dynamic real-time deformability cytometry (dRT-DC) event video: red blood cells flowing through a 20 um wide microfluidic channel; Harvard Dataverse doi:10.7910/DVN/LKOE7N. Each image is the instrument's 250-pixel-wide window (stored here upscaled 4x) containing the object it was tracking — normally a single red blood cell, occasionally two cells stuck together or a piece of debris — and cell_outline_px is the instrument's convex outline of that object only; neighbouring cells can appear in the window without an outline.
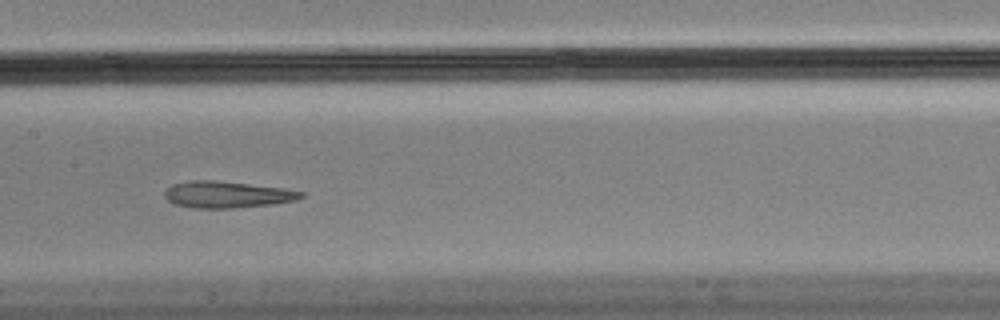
{"species": "Egyptian fruit bat (a non-hibernating species)", "species_latin": "Rousettus aegyptiacus", "temperature_condition": "cold", "stored_images_in_passage": 42, "camera_frame_rate_fps": 3000, "um_per_image_px": 0.085, "animal": {"sex": "male"}, "frame": {"image": 1, "passage_image": 13, "time_ms": 4.0, "image_size_px": [1000, 320], "cell_outline_px": [[304, 196], [296, 200], [272, 204], [232, 208], [196, 208], [176, 204], [168, 200], [164, 196], [164, 192], [172, 184], [188, 180], [216, 180], [284, 188], [304, 192]], "centroid_in_image_um": [19.3, 16.53], "position_along_channel_um": 188.1, "area_um2": 21.1}, "authors_computed_cell_mechanics": {"area_um2": 23.6113, "velocity_mm_per_s": 3.4795, "shape_relaxation_time_tau1_ms": null, "shape_relaxation_time_tau2_ms": 2.1845, "deformation_change_tau1": null, "deformation_change_tau2": 0.0943}}